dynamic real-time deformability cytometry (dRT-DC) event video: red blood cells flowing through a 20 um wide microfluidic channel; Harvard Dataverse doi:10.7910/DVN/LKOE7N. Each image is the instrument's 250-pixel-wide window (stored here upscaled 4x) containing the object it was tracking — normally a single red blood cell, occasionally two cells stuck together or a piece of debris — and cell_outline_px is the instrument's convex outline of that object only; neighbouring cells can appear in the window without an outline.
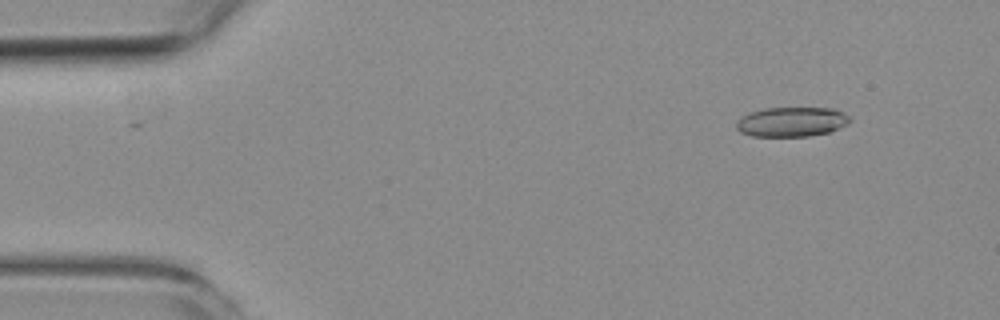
{"species": "common noctule bat (a hibernating species)", "species_latin": "Nyctalus noctula", "temperature_condition": "room temperature", "stored_images_in_passage": 5, "segment_of_instrument_passage": [1, 2], "camera_frame_rate_fps": 3000, "um_per_image_px": 0.085, "animal": {"sex": "female", "body_mass_g": 19.3, "forearm_length_mm": 54.1}, "frame": {"image": 1, "passage_image": 2, "time_ms": 1.333, "image_size_px": [1000, 320], "cell_outline_px": [[852, 120], [828, 132], [808, 136], [752, 136], [740, 132], [736, 128], [736, 120], [752, 112], [764, 108], [832, 108], [844, 112]], "centroid_in_image_um": [67.26, 10.35], "position_along_channel_um": 17.7, "area_um2": 19.36}}